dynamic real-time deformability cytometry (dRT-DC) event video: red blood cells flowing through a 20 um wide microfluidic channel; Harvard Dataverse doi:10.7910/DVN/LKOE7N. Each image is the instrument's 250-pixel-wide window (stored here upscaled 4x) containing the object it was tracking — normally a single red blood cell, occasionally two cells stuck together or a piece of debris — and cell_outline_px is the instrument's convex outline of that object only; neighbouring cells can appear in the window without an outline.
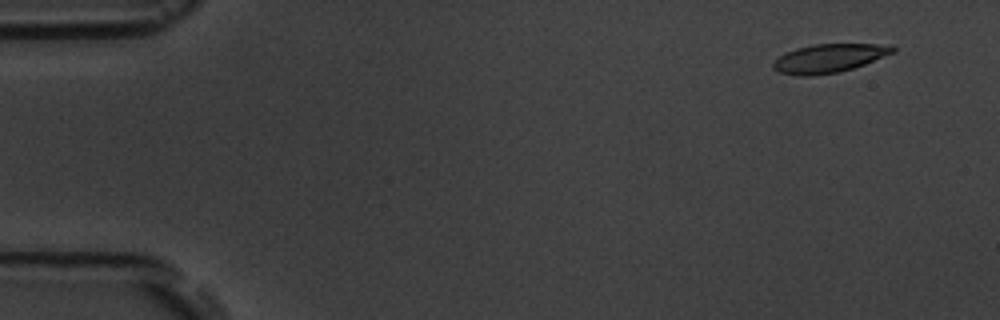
{"species": "common noctule bat (a hibernating species)", "species_latin": "Nyctalus noctula", "temperature_condition": "room temperature", "stored_images_in_passage": 8, "camera_frame_rate_fps": 3000, "um_per_image_px": 0.085, "animal": {"sex": "male", "body_mass_g": 19.5, "forearm_length_mm": 54.6}, "frame": {"image": 1, "passage_image": 1, "time_ms": 0.0, "image_size_px": [1000, 320], "cell_outline_px": [[896, 52], [864, 64], [840, 72], [808, 76], [800, 76], [780, 72], [772, 68], [772, 64], [780, 56], [796, 48], [812, 44], [892, 44], [896, 48]], "centroid_in_image_um": [70.51, 4.94], "position_along_channel_um": 14.5, "area_um2": 19.88}}
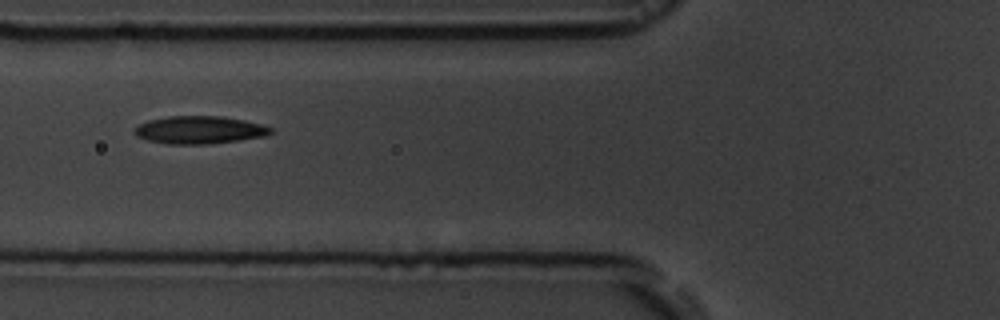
{"frame": {"image": 2, "passage_image": 6, "time_ms": 5.667, "image_size_px": [1000, 320], "cell_outline_px": [[272, 132], [268, 136], [240, 140], [208, 144], [168, 144], [148, 140], [136, 136], [132, 132], [140, 124], [148, 120], [168, 116], [220, 116], [244, 120], [260, 124], [272, 128]], "centroid_in_image_um": [16.96, 11.05], "position_along_channel_um": 108.8, "area_um2": 22.02}}
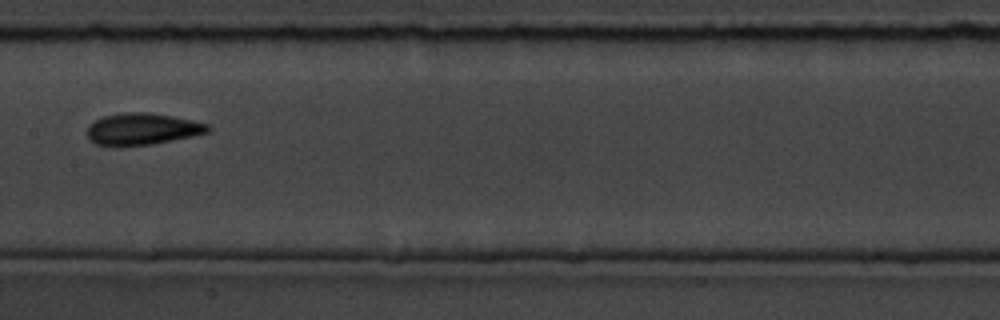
{"frame": {"image": 3, "passage_image": 8, "time_ms": 8.0, "image_size_px": [1000, 320], "cell_outline_px": [[212, 128], [208, 132], [192, 136], [152, 144], [96, 144], [88, 140], [84, 132], [88, 124], [104, 116], [128, 112], [148, 112], [172, 116], [192, 120], [208, 124]], "centroid_in_image_um": [12.07, 10.94], "position_along_channel_um": 195.3, "area_um2": 22.02}}